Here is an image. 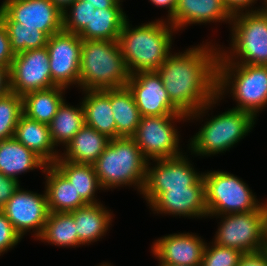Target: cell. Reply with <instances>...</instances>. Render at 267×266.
<instances>
[{
    "instance_id": "f1b7e54d",
    "label": "cell",
    "mask_w": 267,
    "mask_h": 266,
    "mask_svg": "<svg viewBox=\"0 0 267 266\" xmlns=\"http://www.w3.org/2000/svg\"><path fill=\"white\" fill-rule=\"evenodd\" d=\"M111 109L116 123V138L132 137L140 123L141 115L127 86L111 89Z\"/></svg>"
},
{
    "instance_id": "603a6c76",
    "label": "cell",
    "mask_w": 267,
    "mask_h": 266,
    "mask_svg": "<svg viewBox=\"0 0 267 266\" xmlns=\"http://www.w3.org/2000/svg\"><path fill=\"white\" fill-rule=\"evenodd\" d=\"M101 202L87 204L70 212L76 223V233L82 245L99 241L110 228L113 212ZM113 216V217H112Z\"/></svg>"
},
{
    "instance_id": "3957f363",
    "label": "cell",
    "mask_w": 267,
    "mask_h": 266,
    "mask_svg": "<svg viewBox=\"0 0 267 266\" xmlns=\"http://www.w3.org/2000/svg\"><path fill=\"white\" fill-rule=\"evenodd\" d=\"M130 75L118 40H82L79 73L82 91L126 87Z\"/></svg>"
},
{
    "instance_id": "ee69618b",
    "label": "cell",
    "mask_w": 267,
    "mask_h": 266,
    "mask_svg": "<svg viewBox=\"0 0 267 266\" xmlns=\"http://www.w3.org/2000/svg\"><path fill=\"white\" fill-rule=\"evenodd\" d=\"M63 12L75 0H51Z\"/></svg>"
},
{
    "instance_id": "9c48e42d",
    "label": "cell",
    "mask_w": 267,
    "mask_h": 266,
    "mask_svg": "<svg viewBox=\"0 0 267 266\" xmlns=\"http://www.w3.org/2000/svg\"><path fill=\"white\" fill-rule=\"evenodd\" d=\"M221 218L213 241L223 247L234 248L244 254L267 249V210L231 213Z\"/></svg>"
},
{
    "instance_id": "484cf974",
    "label": "cell",
    "mask_w": 267,
    "mask_h": 266,
    "mask_svg": "<svg viewBox=\"0 0 267 266\" xmlns=\"http://www.w3.org/2000/svg\"><path fill=\"white\" fill-rule=\"evenodd\" d=\"M127 18L123 8H96L78 36L82 40L117 41Z\"/></svg>"
},
{
    "instance_id": "f546056e",
    "label": "cell",
    "mask_w": 267,
    "mask_h": 266,
    "mask_svg": "<svg viewBox=\"0 0 267 266\" xmlns=\"http://www.w3.org/2000/svg\"><path fill=\"white\" fill-rule=\"evenodd\" d=\"M37 240L62 248L83 246L78 240L76 223L70 212H49L45 226Z\"/></svg>"
},
{
    "instance_id": "4fadbf2b",
    "label": "cell",
    "mask_w": 267,
    "mask_h": 266,
    "mask_svg": "<svg viewBox=\"0 0 267 266\" xmlns=\"http://www.w3.org/2000/svg\"><path fill=\"white\" fill-rule=\"evenodd\" d=\"M82 39L78 34L61 30L48 37L47 51L52 82L68 89L79 87L80 57Z\"/></svg>"
},
{
    "instance_id": "7c38bea8",
    "label": "cell",
    "mask_w": 267,
    "mask_h": 266,
    "mask_svg": "<svg viewBox=\"0 0 267 266\" xmlns=\"http://www.w3.org/2000/svg\"><path fill=\"white\" fill-rule=\"evenodd\" d=\"M63 13L51 0H4L3 22H17V28H38L48 37L63 30Z\"/></svg>"
},
{
    "instance_id": "83f0119b",
    "label": "cell",
    "mask_w": 267,
    "mask_h": 266,
    "mask_svg": "<svg viewBox=\"0 0 267 266\" xmlns=\"http://www.w3.org/2000/svg\"><path fill=\"white\" fill-rule=\"evenodd\" d=\"M73 185L74 189L87 204L101 201L95 196L98 190H104L95 173L93 164L74 163L59 157L53 164Z\"/></svg>"
},
{
    "instance_id": "7a4b0ae2",
    "label": "cell",
    "mask_w": 267,
    "mask_h": 266,
    "mask_svg": "<svg viewBox=\"0 0 267 266\" xmlns=\"http://www.w3.org/2000/svg\"><path fill=\"white\" fill-rule=\"evenodd\" d=\"M126 19L119 35V45L129 73L156 72L173 53L172 43L177 30L164 19L132 27Z\"/></svg>"
},
{
    "instance_id": "74e56055",
    "label": "cell",
    "mask_w": 267,
    "mask_h": 266,
    "mask_svg": "<svg viewBox=\"0 0 267 266\" xmlns=\"http://www.w3.org/2000/svg\"><path fill=\"white\" fill-rule=\"evenodd\" d=\"M19 187H21L19 180L7 177L0 172V210Z\"/></svg>"
},
{
    "instance_id": "7bdbcfd3",
    "label": "cell",
    "mask_w": 267,
    "mask_h": 266,
    "mask_svg": "<svg viewBox=\"0 0 267 266\" xmlns=\"http://www.w3.org/2000/svg\"><path fill=\"white\" fill-rule=\"evenodd\" d=\"M152 4H154L156 7L166 8L168 11V14L166 15L167 18L165 19L168 21L173 15L174 10L177 5V0H149Z\"/></svg>"
},
{
    "instance_id": "8992f818",
    "label": "cell",
    "mask_w": 267,
    "mask_h": 266,
    "mask_svg": "<svg viewBox=\"0 0 267 266\" xmlns=\"http://www.w3.org/2000/svg\"><path fill=\"white\" fill-rule=\"evenodd\" d=\"M230 25V47L219 48L217 63L267 66V10L238 13Z\"/></svg>"
},
{
    "instance_id": "7dc6e473",
    "label": "cell",
    "mask_w": 267,
    "mask_h": 266,
    "mask_svg": "<svg viewBox=\"0 0 267 266\" xmlns=\"http://www.w3.org/2000/svg\"><path fill=\"white\" fill-rule=\"evenodd\" d=\"M158 266H179V265L158 264Z\"/></svg>"
},
{
    "instance_id": "bcb514c9",
    "label": "cell",
    "mask_w": 267,
    "mask_h": 266,
    "mask_svg": "<svg viewBox=\"0 0 267 266\" xmlns=\"http://www.w3.org/2000/svg\"><path fill=\"white\" fill-rule=\"evenodd\" d=\"M99 266H113V265H111V263L109 264V263H101Z\"/></svg>"
},
{
    "instance_id": "d6a6232c",
    "label": "cell",
    "mask_w": 267,
    "mask_h": 266,
    "mask_svg": "<svg viewBox=\"0 0 267 266\" xmlns=\"http://www.w3.org/2000/svg\"><path fill=\"white\" fill-rule=\"evenodd\" d=\"M23 114V98L15 92L0 96V141L14 137Z\"/></svg>"
},
{
    "instance_id": "f35d334b",
    "label": "cell",
    "mask_w": 267,
    "mask_h": 266,
    "mask_svg": "<svg viewBox=\"0 0 267 266\" xmlns=\"http://www.w3.org/2000/svg\"><path fill=\"white\" fill-rule=\"evenodd\" d=\"M258 0H223L225 7L230 12L232 16L238 13L245 12H254L258 10H262V7H256L255 10L253 7ZM251 8V9H250ZM260 8V9H259Z\"/></svg>"
},
{
    "instance_id": "277c9868",
    "label": "cell",
    "mask_w": 267,
    "mask_h": 266,
    "mask_svg": "<svg viewBox=\"0 0 267 266\" xmlns=\"http://www.w3.org/2000/svg\"><path fill=\"white\" fill-rule=\"evenodd\" d=\"M147 164L148 160L132 137H118L110 139L93 166L104 190L134 186L141 194Z\"/></svg>"
},
{
    "instance_id": "52a82bcc",
    "label": "cell",
    "mask_w": 267,
    "mask_h": 266,
    "mask_svg": "<svg viewBox=\"0 0 267 266\" xmlns=\"http://www.w3.org/2000/svg\"><path fill=\"white\" fill-rule=\"evenodd\" d=\"M256 118L249 112L230 108L207 119L190 138L191 155L214 156L229 151L255 127Z\"/></svg>"
},
{
    "instance_id": "e575fe53",
    "label": "cell",
    "mask_w": 267,
    "mask_h": 266,
    "mask_svg": "<svg viewBox=\"0 0 267 266\" xmlns=\"http://www.w3.org/2000/svg\"><path fill=\"white\" fill-rule=\"evenodd\" d=\"M210 243L206 244L201 266H238L244 253L234 248L219 246L214 242Z\"/></svg>"
},
{
    "instance_id": "60d3db41",
    "label": "cell",
    "mask_w": 267,
    "mask_h": 266,
    "mask_svg": "<svg viewBox=\"0 0 267 266\" xmlns=\"http://www.w3.org/2000/svg\"><path fill=\"white\" fill-rule=\"evenodd\" d=\"M10 91V68L0 67V96H3Z\"/></svg>"
},
{
    "instance_id": "ba28073f",
    "label": "cell",
    "mask_w": 267,
    "mask_h": 266,
    "mask_svg": "<svg viewBox=\"0 0 267 266\" xmlns=\"http://www.w3.org/2000/svg\"><path fill=\"white\" fill-rule=\"evenodd\" d=\"M205 183V203L208 217L231 213L267 210V200L260 202L242 180L225 171L203 173Z\"/></svg>"
},
{
    "instance_id": "2e32d148",
    "label": "cell",
    "mask_w": 267,
    "mask_h": 266,
    "mask_svg": "<svg viewBox=\"0 0 267 266\" xmlns=\"http://www.w3.org/2000/svg\"><path fill=\"white\" fill-rule=\"evenodd\" d=\"M127 87L134 96L141 117L182 114L171 102L157 72L132 74Z\"/></svg>"
},
{
    "instance_id": "b9f144b4",
    "label": "cell",
    "mask_w": 267,
    "mask_h": 266,
    "mask_svg": "<svg viewBox=\"0 0 267 266\" xmlns=\"http://www.w3.org/2000/svg\"><path fill=\"white\" fill-rule=\"evenodd\" d=\"M91 6H95L97 9H108V8H122L123 1L120 0H84Z\"/></svg>"
},
{
    "instance_id": "f6af8a7d",
    "label": "cell",
    "mask_w": 267,
    "mask_h": 266,
    "mask_svg": "<svg viewBox=\"0 0 267 266\" xmlns=\"http://www.w3.org/2000/svg\"><path fill=\"white\" fill-rule=\"evenodd\" d=\"M262 4L264 5V7L262 8V10H267V0H264V2Z\"/></svg>"
},
{
    "instance_id": "d4e9b609",
    "label": "cell",
    "mask_w": 267,
    "mask_h": 266,
    "mask_svg": "<svg viewBox=\"0 0 267 266\" xmlns=\"http://www.w3.org/2000/svg\"><path fill=\"white\" fill-rule=\"evenodd\" d=\"M109 141L107 136L84 125L64 147V152L60 151V157L74 163L94 164Z\"/></svg>"
},
{
    "instance_id": "cb8c5ba5",
    "label": "cell",
    "mask_w": 267,
    "mask_h": 266,
    "mask_svg": "<svg viewBox=\"0 0 267 266\" xmlns=\"http://www.w3.org/2000/svg\"><path fill=\"white\" fill-rule=\"evenodd\" d=\"M47 164L33 151L20 143L15 137L0 141V172L19 180L22 173L41 169Z\"/></svg>"
},
{
    "instance_id": "d590c367",
    "label": "cell",
    "mask_w": 267,
    "mask_h": 266,
    "mask_svg": "<svg viewBox=\"0 0 267 266\" xmlns=\"http://www.w3.org/2000/svg\"><path fill=\"white\" fill-rule=\"evenodd\" d=\"M22 237L16 232L11 222L0 210V256L16 247Z\"/></svg>"
},
{
    "instance_id": "1f68e13d",
    "label": "cell",
    "mask_w": 267,
    "mask_h": 266,
    "mask_svg": "<svg viewBox=\"0 0 267 266\" xmlns=\"http://www.w3.org/2000/svg\"><path fill=\"white\" fill-rule=\"evenodd\" d=\"M14 54L40 49L47 45L48 36L38 28H17V22H3Z\"/></svg>"
},
{
    "instance_id": "8fae6325",
    "label": "cell",
    "mask_w": 267,
    "mask_h": 266,
    "mask_svg": "<svg viewBox=\"0 0 267 266\" xmlns=\"http://www.w3.org/2000/svg\"><path fill=\"white\" fill-rule=\"evenodd\" d=\"M188 159V155L183 151L182 155L174 158L152 160L154 164L148 161L141 192L148 206L166 189H186L203 178V173L196 171Z\"/></svg>"
},
{
    "instance_id": "ab89813d",
    "label": "cell",
    "mask_w": 267,
    "mask_h": 266,
    "mask_svg": "<svg viewBox=\"0 0 267 266\" xmlns=\"http://www.w3.org/2000/svg\"><path fill=\"white\" fill-rule=\"evenodd\" d=\"M238 266H267V249L260 252L244 254Z\"/></svg>"
},
{
    "instance_id": "7402d4cb",
    "label": "cell",
    "mask_w": 267,
    "mask_h": 266,
    "mask_svg": "<svg viewBox=\"0 0 267 266\" xmlns=\"http://www.w3.org/2000/svg\"><path fill=\"white\" fill-rule=\"evenodd\" d=\"M45 191L49 212H72L87 203L76 192L71 182L53 165H46Z\"/></svg>"
},
{
    "instance_id": "30bf717a",
    "label": "cell",
    "mask_w": 267,
    "mask_h": 266,
    "mask_svg": "<svg viewBox=\"0 0 267 266\" xmlns=\"http://www.w3.org/2000/svg\"><path fill=\"white\" fill-rule=\"evenodd\" d=\"M187 117L184 113L141 117L132 138L148 161L180 156L183 153L175 122L187 121Z\"/></svg>"
},
{
    "instance_id": "5b68a950",
    "label": "cell",
    "mask_w": 267,
    "mask_h": 266,
    "mask_svg": "<svg viewBox=\"0 0 267 266\" xmlns=\"http://www.w3.org/2000/svg\"><path fill=\"white\" fill-rule=\"evenodd\" d=\"M217 96L232 93L234 109L257 114L267 107V66L217 63ZM224 95V96H223Z\"/></svg>"
},
{
    "instance_id": "5bb4252c",
    "label": "cell",
    "mask_w": 267,
    "mask_h": 266,
    "mask_svg": "<svg viewBox=\"0 0 267 266\" xmlns=\"http://www.w3.org/2000/svg\"><path fill=\"white\" fill-rule=\"evenodd\" d=\"M20 188L2 207V212L11 222L16 232L23 238L27 232L38 238L49 214L47 194Z\"/></svg>"
},
{
    "instance_id": "d6986e66",
    "label": "cell",
    "mask_w": 267,
    "mask_h": 266,
    "mask_svg": "<svg viewBox=\"0 0 267 266\" xmlns=\"http://www.w3.org/2000/svg\"><path fill=\"white\" fill-rule=\"evenodd\" d=\"M232 18L223 0H177L174 15L168 22L179 32L190 24H231Z\"/></svg>"
},
{
    "instance_id": "ac0fdd59",
    "label": "cell",
    "mask_w": 267,
    "mask_h": 266,
    "mask_svg": "<svg viewBox=\"0 0 267 266\" xmlns=\"http://www.w3.org/2000/svg\"><path fill=\"white\" fill-rule=\"evenodd\" d=\"M149 206L154 214L206 219L204 179L186 189H166Z\"/></svg>"
},
{
    "instance_id": "4dcf8cb0",
    "label": "cell",
    "mask_w": 267,
    "mask_h": 266,
    "mask_svg": "<svg viewBox=\"0 0 267 266\" xmlns=\"http://www.w3.org/2000/svg\"><path fill=\"white\" fill-rule=\"evenodd\" d=\"M79 103L74 107L64 100L49 124L51 139L57 150L59 145L65 147L85 125L84 110Z\"/></svg>"
},
{
    "instance_id": "e0dca14e",
    "label": "cell",
    "mask_w": 267,
    "mask_h": 266,
    "mask_svg": "<svg viewBox=\"0 0 267 266\" xmlns=\"http://www.w3.org/2000/svg\"><path fill=\"white\" fill-rule=\"evenodd\" d=\"M207 242L196 233H174L156 239L151 253L159 264L201 266Z\"/></svg>"
},
{
    "instance_id": "9a60e30c",
    "label": "cell",
    "mask_w": 267,
    "mask_h": 266,
    "mask_svg": "<svg viewBox=\"0 0 267 266\" xmlns=\"http://www.w3.org/2000/svg\"><path fill=\"white\" fill-rule=\"evenodd\" d=\"M56 86L52 82L47 47L30 49L18 54L10 67V88L12 92L24 94Z\"/></svg>"
},
{
    "instance_id": "ffe728a7",
    "label": "cell",
    "mask_w": 267,
    "mask_h": 266,
    "mask_svg": "<svg viewBox=\"0 0 267 266\" xmlns=\"http://www.w3.org/2000/svg\"><path fill=\"white\" fill-rule=\"evenodd\" d=\"M14 137L39 156L47 165L54 164L60 157L51 139L49 125L22 114L17 123Z\"/></svg>"
},
{
    "instance_id": "8d00e7d4",
    "label": "cell",
    "mask_w": 267,
    "mask_h": 266,
    "mask_svg": "<svg viewBox=\"0 0 267 266\" xmlns=\"http://www.w3.org/2000/svg\"><path fill=\"white\" fill-rule=\"evenodd\" d=\"M15 57L10 46V39L3 21L0 19V67H11Z\"/></svg>"
},
{
    "instance_id": "44dd1931",
    "label": "cell",
    "mask_w": 267,
    "mask_h": 266,
    "mask_svg": "<svg viewBox=\"0 0 267 266\" xmlns=\"http://www.w3.org/2000/svg\"><path fill=\"white\" fill-rule=\"evenodd\" d=\"M81 101L85 125L110 139L116 138V123L111 109V89L84 90Z\"/></svg>"
},
{
    "instance_id": "836d02e7",
    "label": "cell",
    "mask_w": 267,
    "mask_h": 266,
    "mask_svg": "<svg viewBox=\"0 0 267 266\" xmlns=\"http://www.w3.org/2000/svg\"><path fill=\"white\" fill-rule=\"evenodd\" d=\"M96 8L84 0L73 1L63 13V30L78 34L88 22Z\"/></svg>"
},
{
    "instance_id": "4316f807",
    "label": "cell",
    "mask_w": 267,
    "mask_h": 266,
    "mask_svg": "<svg viewBox=\"0 0 267 266\" xmlns=\"http://www.w3.org/2000/svg\"><path fill=\"white\" fill-rule=\"evenodd\" d=\"M67 89L60 86L31 91L22 96L23 114L28 118L49 125L59 106L65 100Z\"/></svg>"
},
{
    "instance_id": "6da1fadb",
    "label": "cell",
    "mask_w": 267,
    "mask_h": 266,
    "mask_svg": "<svg viewBox=\"0 0 267 266\" xmlns=\"http://www.w3.org/2000/svg\"><path fill=\"white\" fill-rule=\"evenodd\" d=\"M219 48L205 42L171 53L156 70L171 102L187 120L198 121L206 113L209 116V110L221 101L216 93Z\"/></svg>"
}]
</instances>
